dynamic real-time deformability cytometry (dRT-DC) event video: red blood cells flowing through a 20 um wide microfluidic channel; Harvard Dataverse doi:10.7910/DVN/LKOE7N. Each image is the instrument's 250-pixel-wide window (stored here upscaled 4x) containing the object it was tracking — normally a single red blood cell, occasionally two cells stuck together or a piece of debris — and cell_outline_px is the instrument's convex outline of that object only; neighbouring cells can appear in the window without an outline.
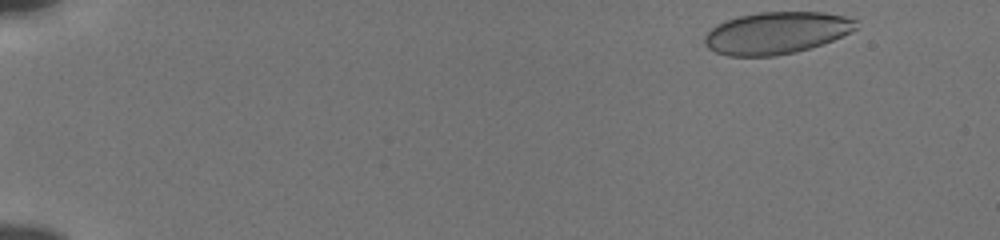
{"species": "human", "species_latin": "Homo sapiens", "temperature_condition": "cold", "stored_images_in_passage": 50, "camera_frame_rate_fps": 3000, "um_per_image_px": 0.085, "donor": {"sex": "male"}, "frame": {"image": 1, "passage_image": 1, "time_ms": 0.0, "image_size_px": [1000, 240], "cell_outline_px": [[860, 28], [832, 40], [796, 52], [776, 56], [728, 56], [716, 52], [708, 48], [704, 44], [704, 36], [716, 24], [724, 20], [740, 16], [760, 12], [824, 12], [844, 16], [856, 20]], "centroid_in_image_um": [65.99, 2.8], "position_along_channel_um": 19.0, "area_um2": 37.17}}
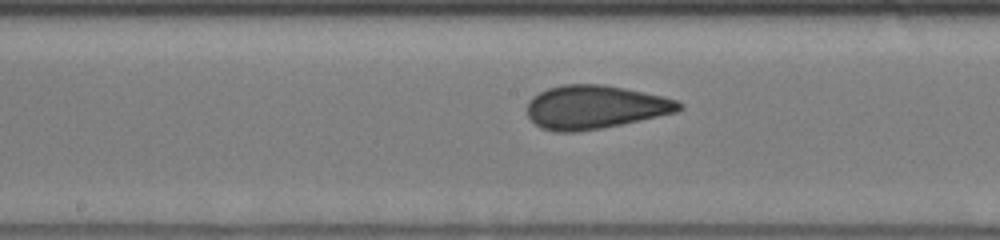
{"frame": {"image": 2, "passage_image": 26, "time_ms": 8.333, "image_size_px": [1000, 240], "cell_outline_px": [[684, 108], [676, 112], [640, 120], [600, 128], [576, 132], [556, 132], [540, 128], [528, 116], [528, 100], [532, 96], [548, 88], [564, 84], [600, 84], [624, 88], [660, 96], [676, 100], [684, 104]], "centroid_in_image_um": [50.55, 9.1], "position_along_channel_um": 197.6, "area_um2": 38.26}}
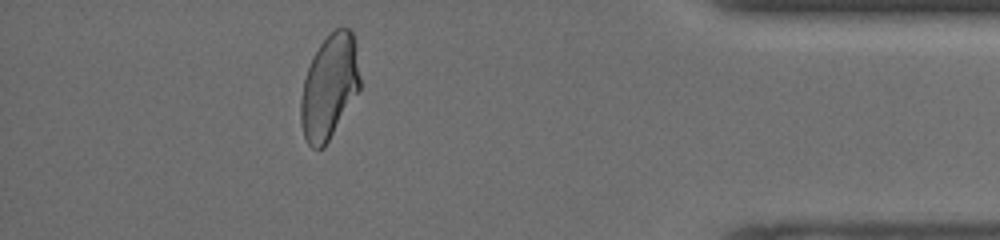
{"frame": {"image": 3, "passage_image": 45, "time_ms": 14.667, "image_size_px": [1000, 240], "cell_outline_px": [[360, 88], [324, 148], [312, 148], [308, 144], [304, 136], [300, 120], [300, 100], [304, 80], [308, 68], [320, 44], [336, 28], [348, 28], [352, 32], [356, 44], [360, 76]], "centroid_in_image_um": [27.99, 7.39], "position_along_channel_um": 407.2, "area_um2": 35.6}, "authors_computed_cell_mechanics": {"area_um2": 37.6278, "velocity_mm_per_s": 3.8444, "shape_relaxation_time_tau1_ms": 6.6613, "shape_relaxation_time_tau2_ms": 0.9348, "deformation_change_tau1": 0.1394, "deformation_change_tau2": 0.0812}}